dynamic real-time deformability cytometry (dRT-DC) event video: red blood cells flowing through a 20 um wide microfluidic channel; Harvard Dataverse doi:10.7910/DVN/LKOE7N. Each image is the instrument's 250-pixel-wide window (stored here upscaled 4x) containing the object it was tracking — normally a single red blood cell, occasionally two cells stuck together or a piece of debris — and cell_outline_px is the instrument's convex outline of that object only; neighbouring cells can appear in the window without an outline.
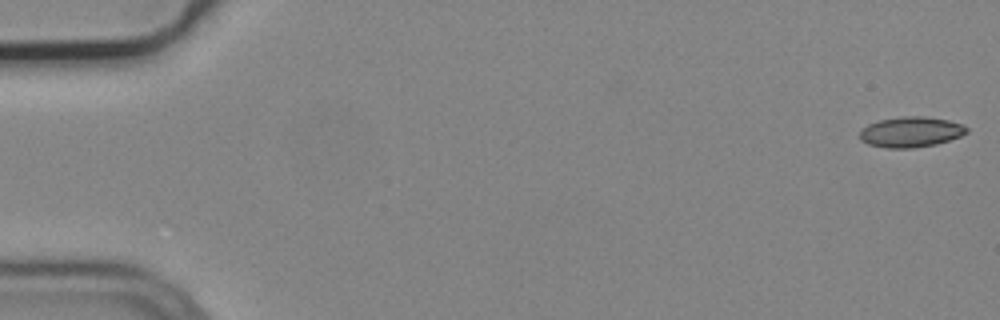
{"species": "common noctule bat (a hibernating species)", "species_latin": "Nyctalus noctula", "temperature_condition": "cold", "stored_images_in_passage": 5, "camera_frame_rate_fps": 3000, "um_per_image_px": 0.085, "animal": {"sex": "male", "body_mass_g": 19.2, "forearm_length_mm": 51.8}, "frame": {"image": 1, "passage_image": 1, "time_ms": 0.0, "image_size_px": [1000, 320], "cell_outline_px": [[968, 132], [960, 136], [936, 144], [912, 148], [888, 148], [868, 144], [860, 140], [860, 132], [868, 124], [880, 120], [900, 116], [924, 116], [948, 120], [964, 124], [968, 128]], "centroid_in_image_um": [77.44, 11.21], "position_along_channel_um": 7.6, "area_um2": 18.96}}
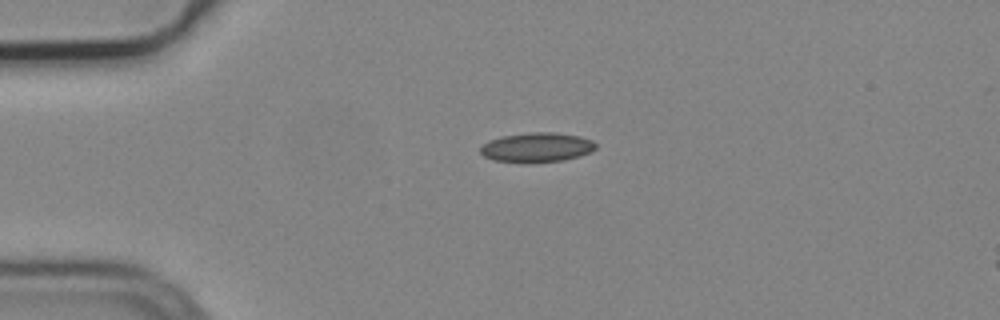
{"frame": {"image": 2, "passage_image": 3, "time_ms": 0.667, "image_size_px": [1000, 320], "cell_outline_px": [[596, 148], [592, 152], [580, 156], [564, 160], [528, 164], [520, 164], [492, 160], [484, 156], [480, 152], [480, 148], [488, 140], [504, 136], [532, 132], [552, 132], [580, 136], [592, 140], [596, 144]], "centroid_in_image_um": [45.63, 12.56], "position_along_channel_um": 39.4, "area_um2": 20.29}}
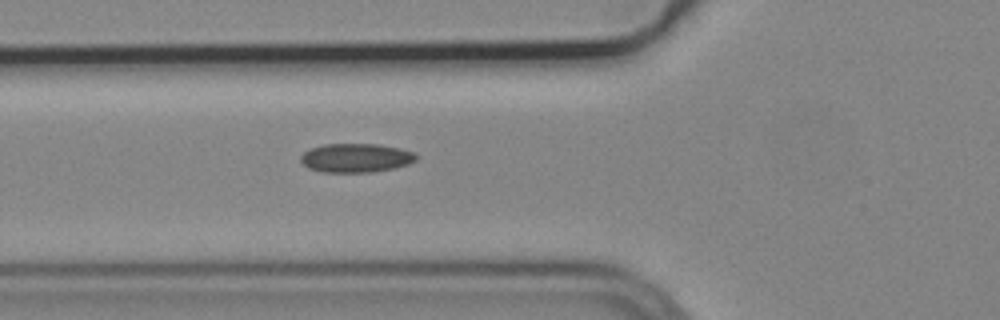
{"frame": {"image": 3, "passage_image": 5, "time_ms": 1.333, "image_size_px": [1000, 320], "cell_outline_px": [[416, 160], [408, 164], [392, 168], [372, 172], [320, 172], [308, 168], [300, 160], [300, 156], [304, 152], [312, 148], [324, 144], [376, 144], [400, 148], [416, 152]], "centroid_in_image_um": [30.25, 13.42], "position_along_channel_um": 95.6, "area_um2": 19.42}}